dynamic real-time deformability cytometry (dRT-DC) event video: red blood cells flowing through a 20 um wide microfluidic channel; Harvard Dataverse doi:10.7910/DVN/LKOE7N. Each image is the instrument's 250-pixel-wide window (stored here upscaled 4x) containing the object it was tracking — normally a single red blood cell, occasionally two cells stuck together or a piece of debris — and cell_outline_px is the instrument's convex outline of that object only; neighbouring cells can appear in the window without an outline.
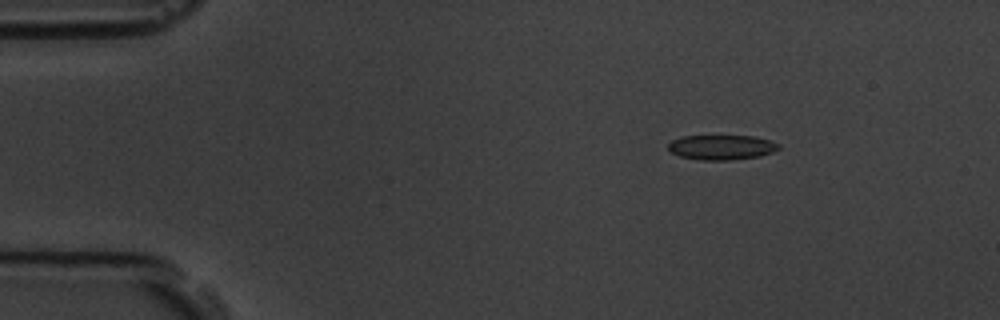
{"species": "common noctule bat (a hibernating species)", "species_latin": "Nyctalus noctula", "temperature_condition": "room temperature", "stored_images_in_passage": 7, "camera_frame_rate_fps": 3000, "um_per_image_px": 0.085, "animal": {"sex": "male", "body_mass_g": 19.5, "forearm_length_mm": 54.6}, "frame": {"image": 1, "passage_image": 3, "time_ms": 2.333, "image_size_px": [1000, 320], "cell_outline_px": [[780, 148], [772, 152], [760, 156], [732, 160], [700, 160], [680, 156], [672, 152], [668, 148], [668, 144], [672, 140], [680, 136], [752, 136], [768, 140], [780, 144]], "centroid_in_image_um": [61.33, 12.52], "position_along_channel_um": 23.7, "area_um2": 15.95}}
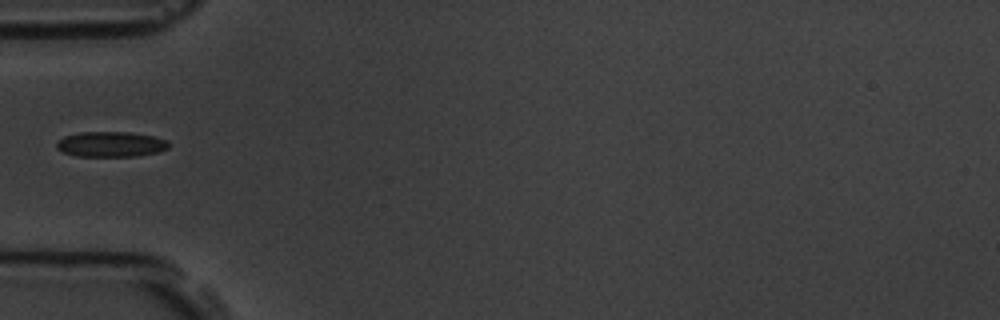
{"frame": {"image": 2, "passage_image": 6, "time_ms": 5.667, "image_size_px": [1000, 320], "cell_outline_px": [[168, 148], [160, 152], [140, 156], [76, 156], [64, 152], [56, 148], [56, 144], [64, 136], [80, 132], [128, 132], [152, 136], [164, 140], [168, 144]], "centroid_in_image_um": [9.41, 12.27], "position_along_channel_um": 75.6, "area_um2": 16.42}}
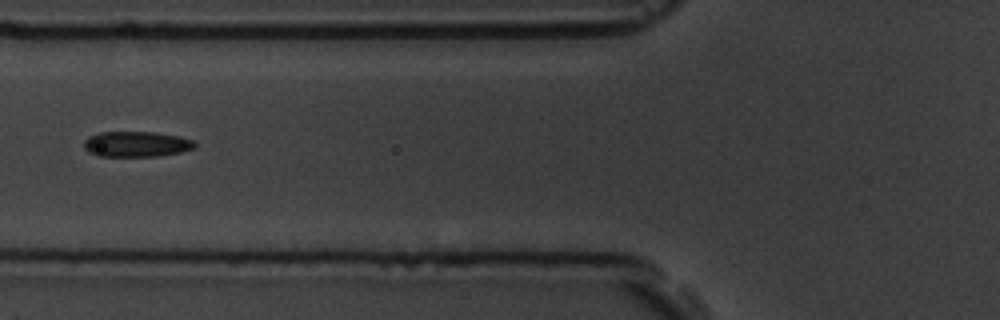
{"frame": {"image": 3, "passage_image": 7, "time_ms": 6.667, "image_size_px": [1000, 320], "cell_outline_px": [[196, 144], [192, 148], [180, 152], [156, 156], [96, 156], [88, 152], [84, 148], [84, 140], [88, 136], [100, 132], [156, 132], [180, 136], [192, 140]], "centroid_in_image_um": [11.54, 12.24], "position_along_channel_um": 114.3, "area_um2": 16.47}}